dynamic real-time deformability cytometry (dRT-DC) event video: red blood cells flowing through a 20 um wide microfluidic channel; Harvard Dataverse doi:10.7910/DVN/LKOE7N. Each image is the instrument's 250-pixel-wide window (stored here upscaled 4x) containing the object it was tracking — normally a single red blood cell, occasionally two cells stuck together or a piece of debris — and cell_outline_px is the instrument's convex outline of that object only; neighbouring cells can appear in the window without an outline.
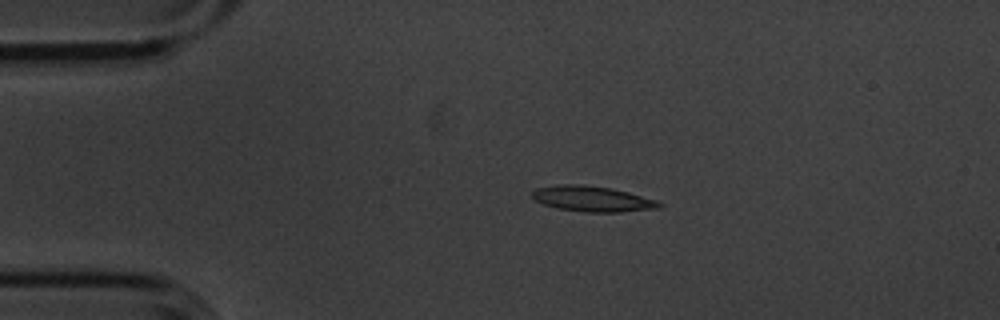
{"species": "common noctule bat (a hibernating species)", "species_latin": "Nyctalus noctula", "temperature_condition": "cold", "stored_images_in_passage": 5, "camera_frame_rate_fps": 3000, "um_per_image_px": 0.085, "animal": {"sex": "male", "body_mass_g": 20.1, "forearm_length_mm": 53.5}, "frame": {"image": 1, "passage_image": 4, "time_ms": 1.0, "image_size_px": [1000, 320], "cell_outline_px": [[664, 204], [660, 208], [620, 212], [584, 212], [556, 208], [544, 204], [536, 200], [532, 196], [532, 192], [536, 188], [556, 184], [580, 184], [612, 188], [628, 192], [656, 200]], "centroid_in_image_um": [50.35, 16.9], "position_along_channel_um": 34.6, "area_um2": 18.96}}